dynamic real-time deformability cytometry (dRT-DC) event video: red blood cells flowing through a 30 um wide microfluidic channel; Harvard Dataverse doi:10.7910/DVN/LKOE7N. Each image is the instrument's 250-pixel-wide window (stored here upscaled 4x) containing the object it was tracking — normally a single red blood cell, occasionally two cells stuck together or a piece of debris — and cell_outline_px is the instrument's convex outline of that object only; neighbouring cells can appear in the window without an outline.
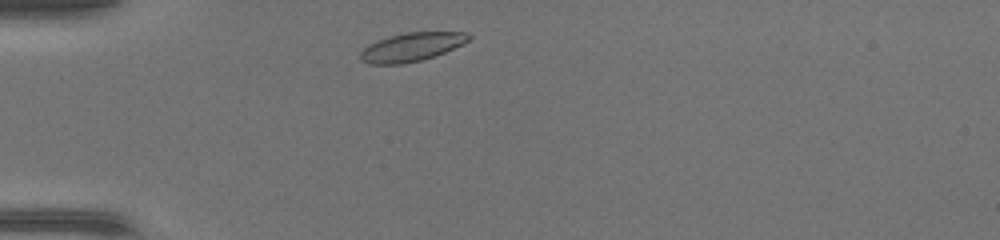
{"species": "common noctule bat (a hibernating species)", "species_latin": "Nyctalus noctula", "temperature_condition": "warm", "stored_images_in_passage": 36, "camera_frame_rate_fps": 3000, "um_per_image_px": 0.085, "animal": {"sex": "female", "body_mass_g": 17.0, "forearm_length_mm": 48.0}, "frame": {"image": 1, "passage_image": 2, "time_ms": 0.333, "image_size_px": [1000, 240], "cell_outline_px": [[472, 36], [468, 40], [444, 52], [420, 60], [400, 64], [368, 64], [360, 60], [360, 52], [368, 44], [376, 40], [388, 36], [404, 32], [464, 32]], "centroid_in_image_um": [34.9, 3.99], "position_along_channel_um": 50.1, "area_um2": 17.86}}
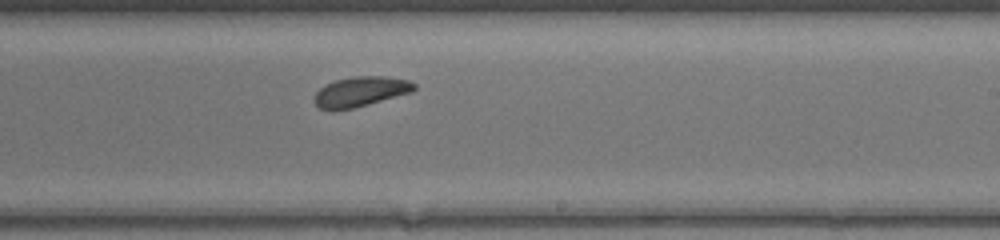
{"frame": {"image": 2, "passage_image": 18, "time_ms": 5.667, "image_size_px": [1000, 240], "cell_outline_px": [[416, 88], [412, 92], [368, 104], [352, 108], [332, 112], [320, 108], [312, 100], [316, 92], [324, 84], [336, 80], [352, 76], [384, 76], [408, 80], [416, 84]], "centroid_in_image_um": [30.6, 7.79], "position_along_channel_um": 258.4, "area_um2": 17.63}}
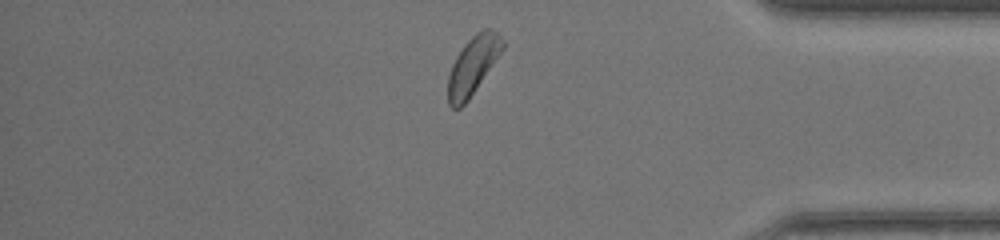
{"frame": {"image": 3, "passage_image": 29, "time_ms": 9.333, "image_size_px": [1000, 240], "cell_outline_px": [[504, 48], [468, 100], [460, 108], [452, 108], [448, 104], [448, 76], [452, 64], [456, 56], [464, 44], [476, 32], [484, 28], [488, 28], [496, 32], [504, 40]], "centroid_in_image_um": [40.18, 5.56], "position_along_channel_um": 395.0, "area_um2": 18.26}, "authors_computed_cell_mechanics": {"area_um2": 18.0047, "velocity_mm_per_s": 4.3176, "shape_relaxation_time_tau1_ms": 1.6782, "shape_relaxation_time_tau2_ms": null, "deformation_change_tau1": 0.0986, "deformation_change_tau2": null}}